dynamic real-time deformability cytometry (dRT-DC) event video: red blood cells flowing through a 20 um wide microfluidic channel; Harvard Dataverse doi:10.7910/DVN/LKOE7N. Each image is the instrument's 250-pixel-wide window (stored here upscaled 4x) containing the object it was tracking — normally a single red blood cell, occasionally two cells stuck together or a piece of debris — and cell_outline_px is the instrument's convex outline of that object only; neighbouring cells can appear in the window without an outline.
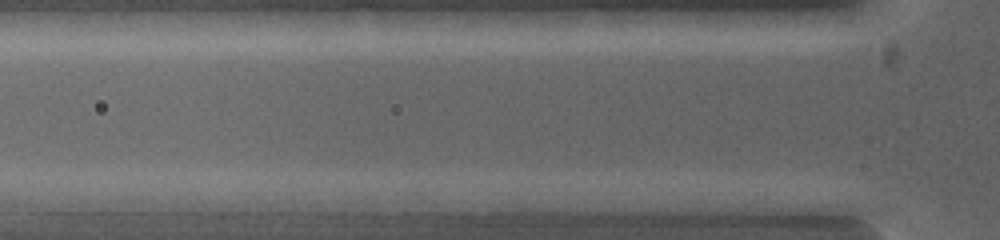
{"species": "common noctule bat (a hibernating species)", "species_latin": "Nyctalus noctula", "temperature_condition": "warm", "stored_images_in_passage": 3, "camera_frame_rate_fps": 5000, "um_per_image_px": 0.085, "animal": {"sex": "female", "body_mass_g": 19.0, "forearm_length_mm": 53.3}, "frame": {"image": 1, "passage_image": 2, "time_ms": 0.2, "image_size_px": [1000, 240], "cell_outline_px": [[384, 200], [380, 212], [244, 212], [244, 204], [248, 200], [376, 196]], "centroid_in_image_um": [26.91, 17.42], "position_along_channel_um": 98.9, "area_um2": 13.87}}